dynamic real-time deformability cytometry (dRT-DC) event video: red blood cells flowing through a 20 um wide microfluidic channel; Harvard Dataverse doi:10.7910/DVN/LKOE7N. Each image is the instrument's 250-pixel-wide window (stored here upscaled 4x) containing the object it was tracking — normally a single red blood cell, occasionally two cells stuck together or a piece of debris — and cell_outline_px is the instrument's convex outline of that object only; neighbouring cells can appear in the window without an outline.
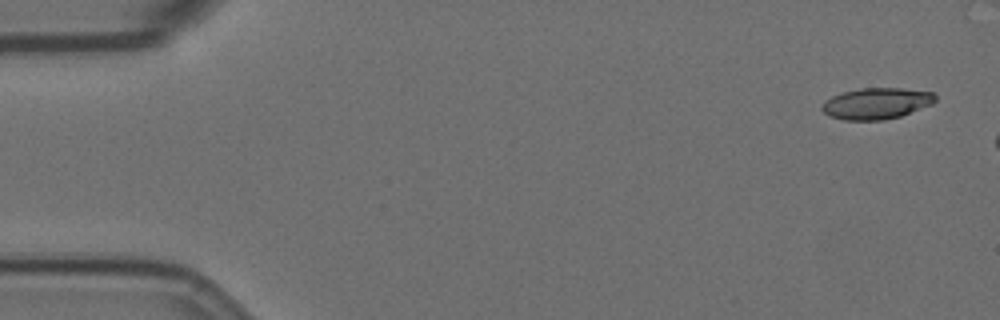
{"species": "Egyptian fruit bat (a non-hibernating species)", "species_latin": "Rousettus aegyptiacus", "temperature_condition": "room temperature", "stored_images_in_passage": 10, "camera_frame_rate_fps": 3000, "um_per_image_px": 0.085, "animal": {"sex": "female"}, "frame": {"image": 1, "passage_image": 1, "time_ms": 0.0, "image_size_px": [1000, 320], "cell_outline_px": [[936, 100], [932, 104], [900, 116], [884, 120], [844, 120], [828, 116], [820, 108], [824, 100], [840, 92], [860, 88], [900, 88], [936, 92]], "centroid_in_image_um": [74.48, 8.78], "position_along_channel_um": 10.5, "area_um2": 20.87}}